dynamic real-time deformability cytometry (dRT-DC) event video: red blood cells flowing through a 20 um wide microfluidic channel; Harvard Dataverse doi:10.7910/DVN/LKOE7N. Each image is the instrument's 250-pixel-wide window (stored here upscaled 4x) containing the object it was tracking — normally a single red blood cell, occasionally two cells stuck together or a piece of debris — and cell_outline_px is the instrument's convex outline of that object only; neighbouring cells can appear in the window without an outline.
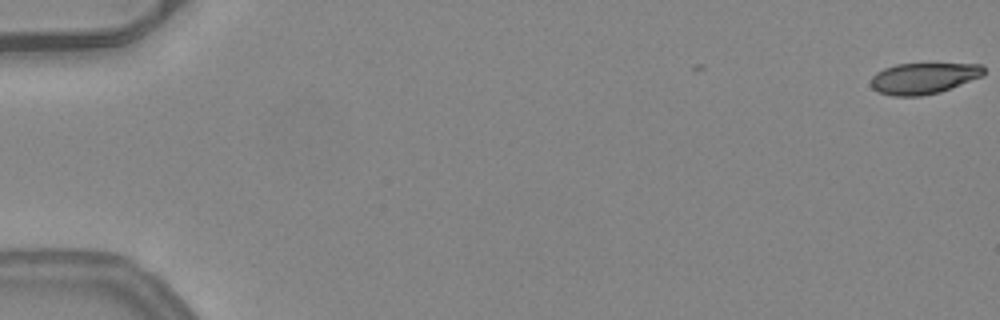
{"species": "common noctule bat (a hibernating species)", "species_latin": "Nyctalus noctula", "temperature_condition": "warm", "stored_images_in_passage": 2, "camera_frame_rate_fps": 3000, "um_per_image_px": 0.085, "animal": {"sex": "female", "body_mass_g": 24.6, "forearm_length_mm": 56.2}, "frame": {"image": 1, "passage_image": 2, "time_ms": 0.333, "image_size_px": [1000, 320], "cell_outline_px": [[984, 76], [940, 92], [920, 96], [892, 96], [880, 92], [872, 88], [872, 76], [876, 72], [884, 68], [896, 64], [980, 64], [984, 68]], "centroid_in_image_um": [78.51, 6.65], "position_along_channel_um": 6.5, "area_um2": 20.4}}